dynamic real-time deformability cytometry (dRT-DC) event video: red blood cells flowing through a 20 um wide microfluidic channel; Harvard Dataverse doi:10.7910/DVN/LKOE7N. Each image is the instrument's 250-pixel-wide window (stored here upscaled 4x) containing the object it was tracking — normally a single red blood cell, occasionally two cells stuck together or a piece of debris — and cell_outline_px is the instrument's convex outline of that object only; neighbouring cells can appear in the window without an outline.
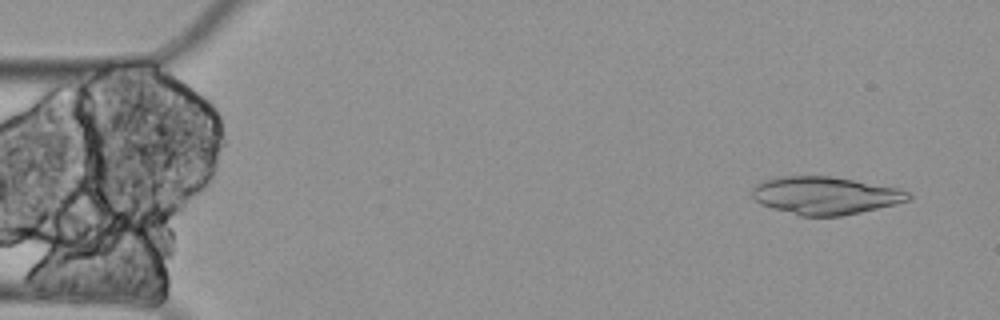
{"species": "Egyptian fruit bat (a non-hibernating species)", "species_latin": "Rousettus aegyptiacus", "temperature_condition": "cold", "stored_images_in_passage": 8, "camera_frame_rate_fps": 3000, "um_per_image_px": 0.085, "animal": {"sex": "female"}, "frame": {"image": 1, "passage_image": 1, "time_ms": 0.0, "image_size_px": [1000, 320], "cell_outline_px": [[912, 196], [908, 200], [896, 204], [860, 212], [840, 216], [800, 216], [772, 208], [760, 204], [752, 196], [752, 188], [760, 180], [784, 176], [832, 176], [896, 188], [912, 192]], "centroid_in_image_um": [70.12, 16.61], "position_along_channel_um": 14.9, "area_um2": 34.33}}
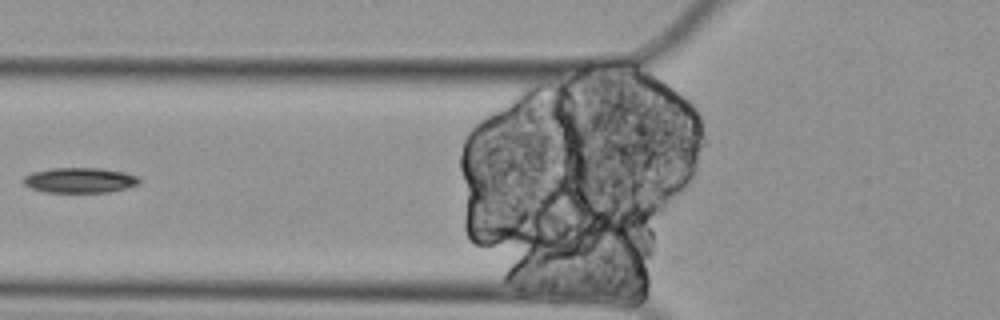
{"frame": {"image": 2, "passage_image": 6, "time_ms": 1.667, "image_size_px": [1000, 320], "cell_outline_px": [[140, 180], [136, 184], [124, 188], [108, 192], [44, 192], [32, 188], [24, 184], [20, 180], [24, 176], [32, 172], [52, 168], [100, 168], [124, 172], [136, 176]], "centroid_in_image_um": [6.71, 15.31], "position_along_channel_um": 119.1, "area_um2": 16.88}}
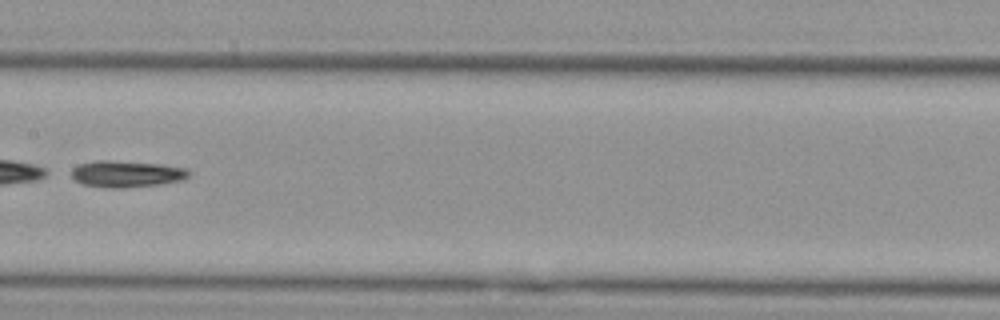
{"frame": {"image": 3, "passage_image": 8, "time_ms": 2.333, "image_size_px": [1000, 320], "cell_outline_px": [[188, 176], [184, 180], [160, 184], [124, 188], [108, 188], [84, 184], [76, 180], [72, 176], [72, 168], [80, 164], [96, 160], [108, 160], [160, 164], [188, 168]], "centroid_in_image_um": [10.77, 14.78], "position_along_channel_um": 196.6, "area_um2": 18.09}}